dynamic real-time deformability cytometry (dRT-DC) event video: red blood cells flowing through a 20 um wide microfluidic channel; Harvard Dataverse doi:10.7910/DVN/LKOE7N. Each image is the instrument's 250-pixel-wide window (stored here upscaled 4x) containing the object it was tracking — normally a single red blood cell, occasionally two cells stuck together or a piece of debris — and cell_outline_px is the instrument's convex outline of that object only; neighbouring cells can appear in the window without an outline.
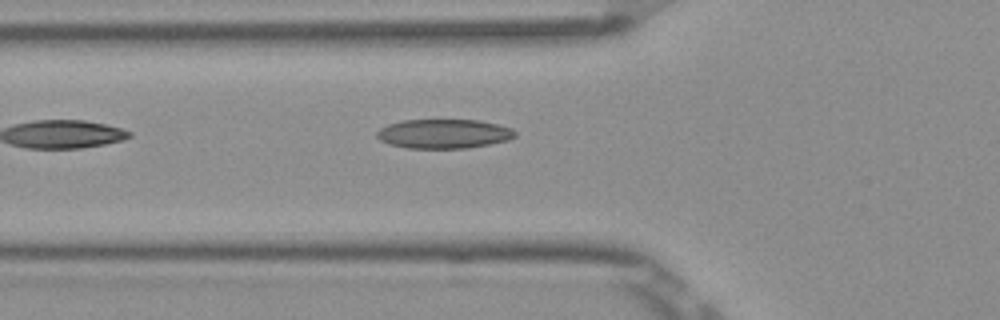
{"species": "Egyptian fruit bat (a non-hibernating species)", "species_latin": "Rousettus aegyptiacus", "temperature_condition": "room temperature", "stored_images_in_passage": 5, "camera_frame_rate_fps": 3000, "um_per_image_px": 0.085, "frame": {"image": 1, "passage_image": 5, "time_ms": 1.333, "image_size_px": [1000, 320], "cell_outline_px": [[516, 136], [508, 140], [468, 148], [408, 148], [388, 144], [380, 140], [376, 136], [376, 132], [380, 128], [388, 124], [404, 120], [480, 120], [512, 128], [516, 132]], "centroid_in_image_um": [37.71, 11.37], "position_along_channel_um": 88.1, "area_um2": 23.58}}